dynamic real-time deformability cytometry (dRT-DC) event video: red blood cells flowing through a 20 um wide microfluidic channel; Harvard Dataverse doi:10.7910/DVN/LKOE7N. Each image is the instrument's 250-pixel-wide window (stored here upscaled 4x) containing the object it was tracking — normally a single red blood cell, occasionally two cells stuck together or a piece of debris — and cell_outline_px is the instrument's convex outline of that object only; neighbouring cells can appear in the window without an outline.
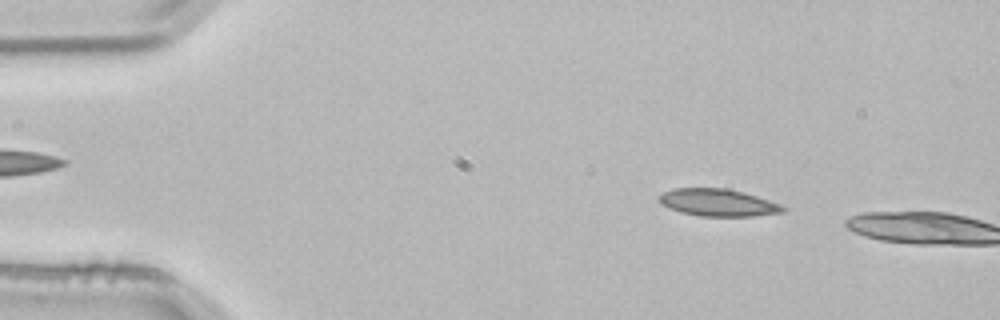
{"species": "common noctule bat (a hibernating species)", "species_latin": "Nyctalus noctula", "temperature_condition": "room temperature", "stored_images_in_passage": 5, "camera_frame_rate_fps": 3000, "um_per_image_px": 0.085, "animal": {"sex": "male", "body_mass_g": 21.5, "forearm_length_mm": 52.0}, "frame": {"image": 1, "passage_image": 1, "time_ms": 0.0, "image_size_px": [1000, 320], "cell_outline_px": [[788, 208], [784, 212], [752, 216], [700, 216], [680, 212], [668, 208], [660, 204], [656, 196], [660, 192], [672, 188], [728, 188], [744, 192], [780, 204]], "centroid_in_image_um": [60.96, 17.21], "position_along_channel_um": 24.0, "area_um2": 20.0}}